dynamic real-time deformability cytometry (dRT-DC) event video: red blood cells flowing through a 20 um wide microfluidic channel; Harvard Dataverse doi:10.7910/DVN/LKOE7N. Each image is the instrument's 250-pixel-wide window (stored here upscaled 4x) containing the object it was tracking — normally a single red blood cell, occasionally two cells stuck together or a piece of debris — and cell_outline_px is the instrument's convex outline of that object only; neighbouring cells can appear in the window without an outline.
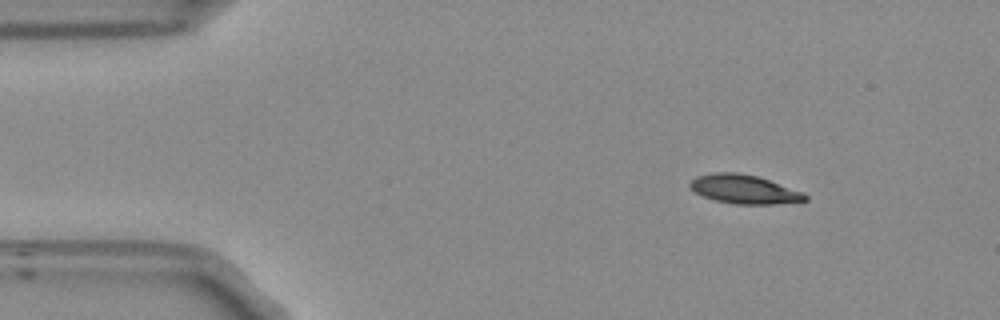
{"species": "Egyptian fruit bat (a non-hibernating species)", "species_latin": "Rousettus aegyptiacus", "temperature_condition": "room temperature", "stored_images_in_passage": 48, "camera_frame_rate_fps": 3000, "um_per_image_px": 0.085, "frame": {"image": 1, "passage_image": 1, "time_ms": 0.0, "image_size_px": [1000, 320], "cell_outline_px": [[808, 200], [772, 204], [736, 204], [716, 200], [704, 196], [688, 188], [688, 184], [696, 176], [712, 172], [736, 172], [756, 176], [804, 192], [808, 196]], "centroid_in_image_um": [63.23, 16.08], "position_along_channel_um": 21.8, "area_um2": 19.25}}
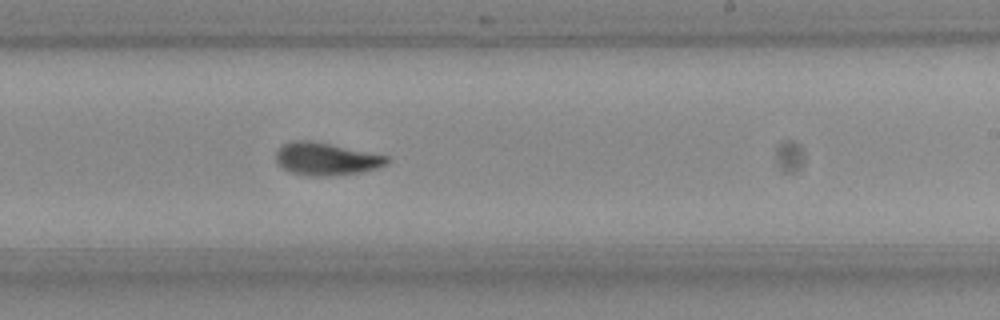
{"frame": {"image": 2, "passage_image": 26, "time_ms": 8.333, "image_size_px": [1000, 320], "cell_outline_px": [[392, 160], [388, 164], [356, 172], [328, 176], [320, 176], [292, 172], [284, 168], [276, 160], [276, 152], [284, 144], [292, 140], [312, 140], [388, 156]], "centroid_in_image_um": [27.73, 13.48], "position_along_channel_um": 261.3, "area_um2": 20.58}}
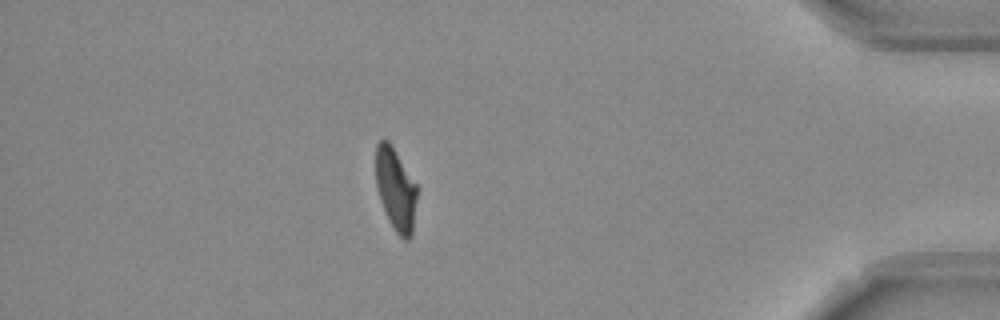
{"frame": {"image": 3, "passage_image": 41, "time_ms": 13.333, "image_size_px": [1000, 320], "cell_outline_px": [[416, 200], [412, 236], [408, 240], [404, 240], [396, 232], [380, 200], [376, 184], [376, 144], [380, 140], [388, 140], [392, 144], [416, 184]], "centroid_in_image_um": [33.63, 16.06], "position_along_channel_um": 401.6, "area_um2": 19.54}, "authors_computed_cell_mechanics": {"area_um2": 20.2878, "velocity_mm_per_s": 3.7408, "shape_relaxation_time_tau1_ms": 3.7744, "shape_relaxation_time_tau2_ms": 2.6687, "deformation_change_tau1": 0.1598, "deformation_change_tau2": 0.0872}}